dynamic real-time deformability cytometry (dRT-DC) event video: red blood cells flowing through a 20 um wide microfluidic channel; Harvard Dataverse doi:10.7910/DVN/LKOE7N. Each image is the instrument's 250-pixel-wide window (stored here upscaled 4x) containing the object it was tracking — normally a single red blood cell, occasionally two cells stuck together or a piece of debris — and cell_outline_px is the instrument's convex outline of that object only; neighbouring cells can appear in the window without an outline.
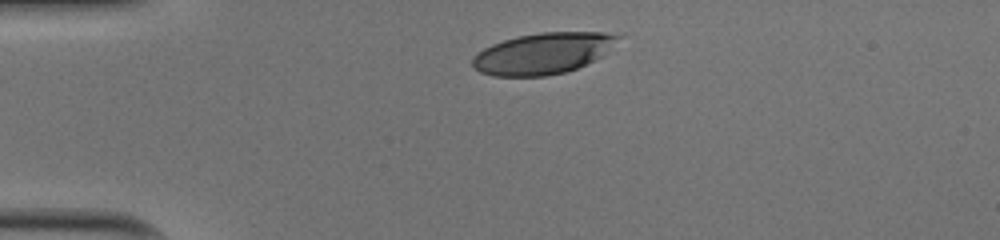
{"species": "human", "species_latin": "Homo sapiens", "temperature_condition": "cold", "stored_images_in_passage": 31, "camera_frame_rate_fps": 3000, "um_per_image_px": 0.085, "donor": {"sex": "male"}, "frame": {"image": 1, "passage_image": 1, "time_ms": 0.0, "image_size_px": [1000, 240], "cell_outline_px": [[624, 36], [600, 56], [576, 68], [564, 72], [544, 76], [492, 76], [480, 72], [472, 64], [472, 56], [484, 48], [492, 44], [516, 36], [540, 32], [604, 32]], "centroid_in_image_um": [46.12, 4.53], "position_along_channel_um": 38.9, "area_um2": 34.68}}
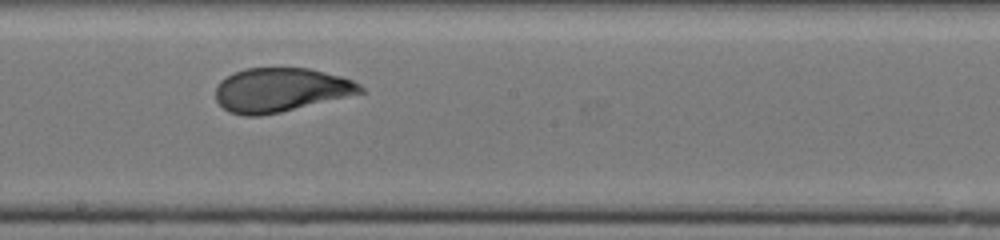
{"frame": {"image": 2, "passage_image": 18, "time_ms": 5.667, "image_size_px": [1000, 240], "cell_outline_px": [[364, 92], [280, 112], [260, 116], [244, 116], [228, 112], [216, 100], [216, 88], [220, 80], [244, 68], [308, 68], [340, 76], [352, 80], [360, 84], [364, 88]], "centroid_in_image_um": [23.82, 7.64], "position_along_channel_um": 224.4, "area_um2": 36.82}}
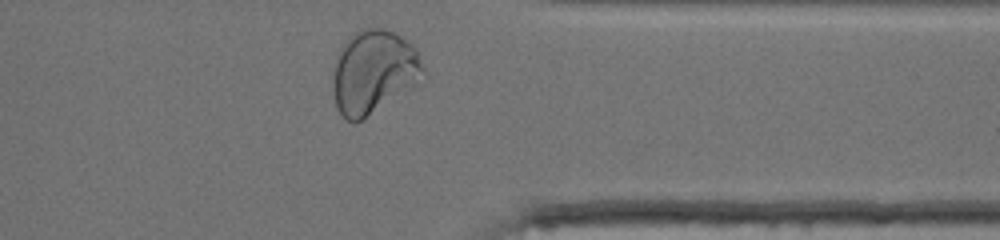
{"frame": {"image": 3, "passage_image": 30, "time_ms": 9.667, "image_size_px": [1000, 240], "cell_outline_px": [[428, 76], [424, 84], [360, 120], [348, 120], [336, 108], [332, 92], [332, 80], [336, 56], [340, 48], [360, 28], [384, 28], [396, 32], [412, 44], [416, 48]], "centroid_in_image_um": [31.85, 6.12], "position_along_channel_um": 379.6, "area_um2": 45.14}, "authors_computed_cell_mechanics": {"area_um2": 37.2232, "velocity_mm_per_s": 4.0051, "shape_relaxation_time_tau1_ms": 5.6789, "shape_relaxation_time_tau2_ms": null, "deformation_change_tau1": 0.2209, "deformation_change_tau2": null}}